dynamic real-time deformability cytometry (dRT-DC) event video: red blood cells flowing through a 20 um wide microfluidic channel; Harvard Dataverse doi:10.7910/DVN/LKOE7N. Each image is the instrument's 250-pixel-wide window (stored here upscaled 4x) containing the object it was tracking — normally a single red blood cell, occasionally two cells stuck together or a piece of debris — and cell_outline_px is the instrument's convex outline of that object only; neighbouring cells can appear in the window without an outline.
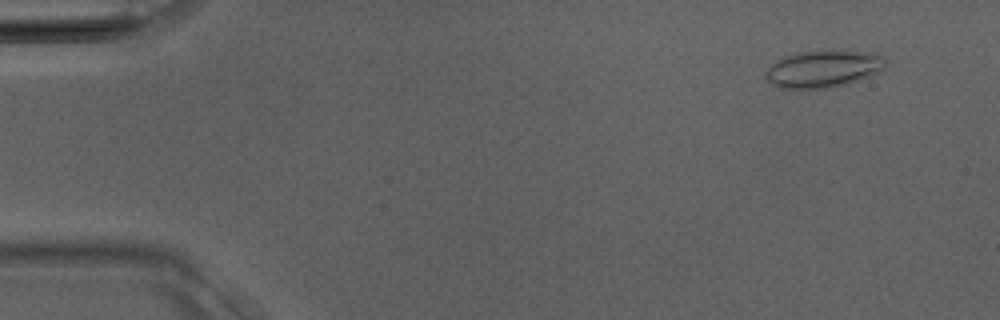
{"species": "Egyptian fruit bat (a non-hibernating species)", "species_latin": "Rousettus aegyptiacus", "temperature_condition": "room temperature", "stored_images_in_passage": 38, "camera_frame_rate_fps": 3000, "um_per_image_px": 0.085, "animal": {"sex": "male"}, "frame": {"image": 1, "passage_image": 3, "time_ms": 0.667, "image_size_px": [1000, 320], "cell_outline_px": [[884, 68], [868, 76], [848, 84], [832, 88], [780, 88], [772, 84], [764, 76], [768, 68], [772, 64], [784, 56], [800, 52], [876, 52], [884, 56]], "centroid_in_image_um": [69.97, 5.88], "position_along_channel_um": 15.0, "area_um2": 25.37}}
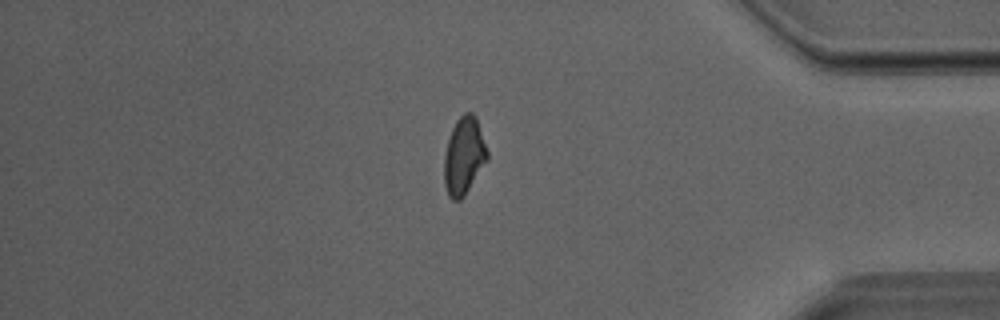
{"frame": {"image": 2, "passage_image": 32, "time_ms": 10.333, "image_size_px": [1000, 320], "cell_outline_px": [[488, 160], [464, 196], [460, 200], [452, 200], [448, 196], [444, 184], [444, 156], [448, 140], [452, 128], [456, 120], [464, 112], [472, 112], [476, 116], [488, 152]], "centroid_in_image_um": [39.43, 13.25], "position_along_channel_um": 395.8, "area_um2": 19.54}}
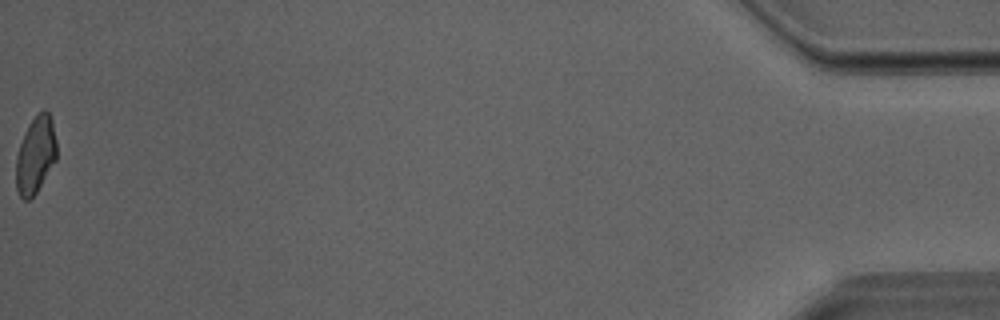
{"frame": {"image": 3, "passage_image": 38, "time_ms": 12.333, "image_size_px": [1000, 320], "cell_outline_px": [[56, 160], [36, 192], [28, 200], [24, 200], [20, 196], [16, 188], [16, 156], [24, 132], [28, 124], [44, 108], [48, 112], [52, 120], [56, 140]], "centroid_in_image_um": [3.01, 13.16], "position_along_channel_um": 432.2, "area_um2": 18.09}}